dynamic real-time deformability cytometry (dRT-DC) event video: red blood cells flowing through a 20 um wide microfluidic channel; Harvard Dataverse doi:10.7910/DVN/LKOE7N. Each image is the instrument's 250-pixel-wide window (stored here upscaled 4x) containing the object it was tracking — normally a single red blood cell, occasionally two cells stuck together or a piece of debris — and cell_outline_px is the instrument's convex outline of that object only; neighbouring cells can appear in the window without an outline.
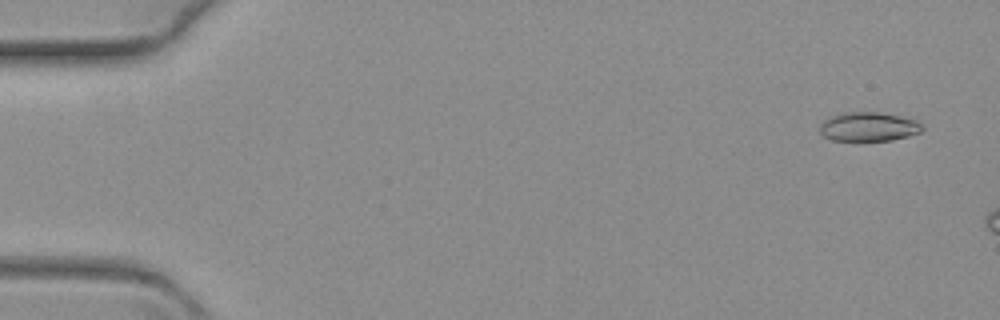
{"species": "common noctule bat (a hibernating species)", "species_latin": "Nyctalus noctula", "temperature_condition": "warm", "stored_images_in_passage": 11, "camera_frame_rate_fps": 3000, "um_per_image_px": 0.085, "animal": {"sex": "female", "body_mass_g": 19.3, "forearm_length_mm": 54.1}, "frame": {"image": 1, "passage_image": 4, "time_ms": 1.0, "image_size_px": [1000, 320], "cell_outline_px": [[924, 128], [920, 132], [908, 136], [892, 140], [856, 144], [832, 140], [824, 136], [820, 132], [820, 124], [824, 120], [832, 116], [844, 112], [880, 112], [916, 120], [924, 124]], "centroid_in_image_um": [73.81, 10.82], "position_along_channel_um": 11.2, "area_um2": 18.15}}